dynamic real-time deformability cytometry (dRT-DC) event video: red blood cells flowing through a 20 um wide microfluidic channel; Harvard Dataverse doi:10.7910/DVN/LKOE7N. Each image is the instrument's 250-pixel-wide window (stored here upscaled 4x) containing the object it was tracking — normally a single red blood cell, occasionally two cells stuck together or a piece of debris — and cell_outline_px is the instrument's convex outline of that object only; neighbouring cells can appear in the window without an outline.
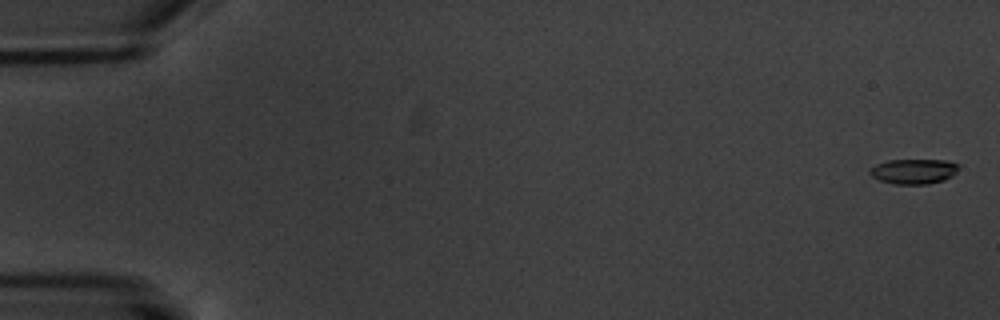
{"species": "common noctule bat (a hibernating species)", "species_latin": "Nyctalus noctula", "temperature_condition": "warm", "stored_images_in_passage": 6, "camera_frame_rate_fps": 3000, "um_per_image_px": 0.085, "animal": {"sex": "male", "body_mass_g": 20.1, "forearm_length_mm": 53.5}, "frame": {"image": 1, "passage_image": 1, "time_ms": 0.0, "image_size_px": [1000, 320], "cell_outline_px": [[960, 164], [956, 172], [952, 176], [944, 180], [928, 184], [896, 184], [880, 180], [872, 176], [868, 172], [876, 164], [888, 160], [948, 160]], "centroid_in_image_um": [77.7, 14.56], "position_along_channel_um": 7.3, "area_um2": 12.95}}